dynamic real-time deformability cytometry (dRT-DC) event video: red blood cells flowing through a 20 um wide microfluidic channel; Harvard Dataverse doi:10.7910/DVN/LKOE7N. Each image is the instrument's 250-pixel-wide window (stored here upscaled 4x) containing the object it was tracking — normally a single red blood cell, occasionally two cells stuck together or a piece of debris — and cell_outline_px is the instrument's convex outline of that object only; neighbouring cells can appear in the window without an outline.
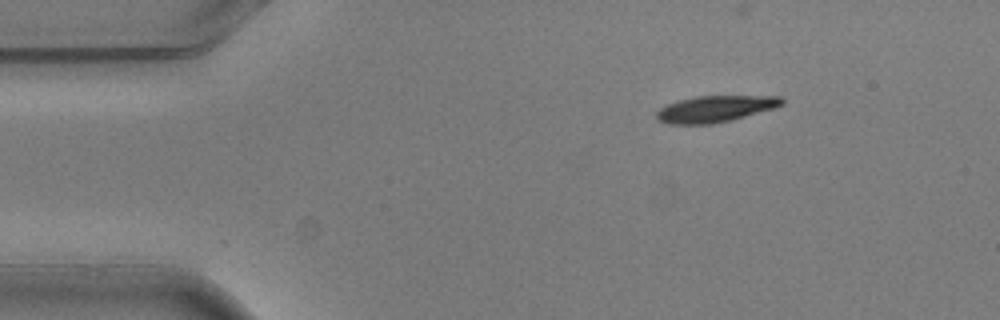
{"species": "common noctule bat (a hibernating species)", "species_latin": "Nyctalus noctula", "temperature_condition": "warm", "stored_images_in_passage": 3, "camera_frame_rate_fps": 3000, "um_per_image_px": 0.085, "animal": {"sex": "male", "body_mass_g": 20.5, "forearm_length_mm": 52.5}, "frame": {"image": 1, "passage_image": 1, "time_ms": 0.0, "image_size_px": [1000, 320], "cell_outline_px": [[784, 104], [772, 108], [744, 116], [712, 124], [668, 124], [656, 120], [656, 112], [660, 108], [668, 104], [680, 100], [696, 96], [780, 96], [784, 100]], "centroid_in_image_um": [60.74, 9.25], "position_along_channel_um": 24.3, "area_um2": 19.02}}